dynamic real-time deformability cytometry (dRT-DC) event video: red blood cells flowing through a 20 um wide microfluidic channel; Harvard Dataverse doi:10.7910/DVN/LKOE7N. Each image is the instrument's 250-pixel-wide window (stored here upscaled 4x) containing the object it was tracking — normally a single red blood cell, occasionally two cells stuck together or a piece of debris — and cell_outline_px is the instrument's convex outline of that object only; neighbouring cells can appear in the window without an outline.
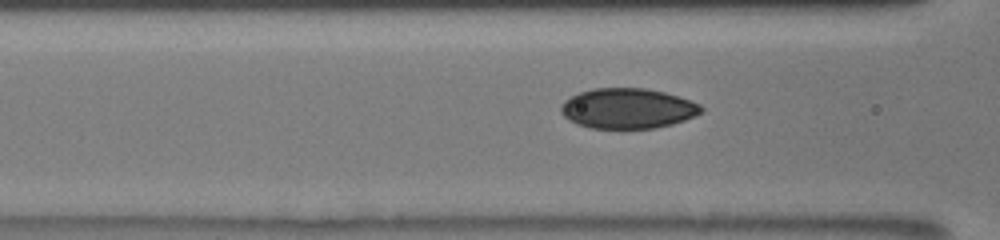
{"species": "human", "species_latin": "Homo sapiens", "temperature_condition": "room temperature", "stored_images_in_passage": 18, "camera_frame_rate_fps": 3000, "um_per_image_px": 0.085, "donor": {"sex": "male"}, "frame": {"image": 1, "passage_image": 11, "time_ms": 3.0, "image_size_px": [1000, 240], "cell_outline_px": [[704, 112], [696, 116], [672, 124], [656, 128], [588, 128], [576, 124], [568, 120], [560, 112], [560, 108], [564, 100], [580, 92], [592, 88], [644, 88], [664, 92], [700, 104], [704, 108]], "centroid_in_image_um": [53.34, 9.22], "position_along_channel_um": 113.3, "area_um2": 33.0}}
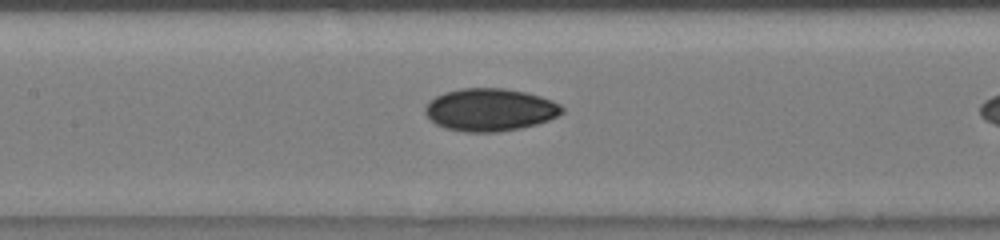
{"frame": {"image": 2, "passage_image": 15, "time_ms": 4.333, "image_size_px": [1000, 240], "cell_outline_px": [[564, 112], [548, 120], [536, 124], [520, 128], [500, 132], [468, 132], [444, 128], [436, 124], [424, 112], [424, 108], [436, 96], [444, 92], [460, 88], [504, 88], [524, 92], [540, 96], [552, 100], [560, 104], [564, 108]], "centroid_in_image_um": [41.66, 9.33], "position_along_channel_um": 165.7, "area_um2": 33.93}}